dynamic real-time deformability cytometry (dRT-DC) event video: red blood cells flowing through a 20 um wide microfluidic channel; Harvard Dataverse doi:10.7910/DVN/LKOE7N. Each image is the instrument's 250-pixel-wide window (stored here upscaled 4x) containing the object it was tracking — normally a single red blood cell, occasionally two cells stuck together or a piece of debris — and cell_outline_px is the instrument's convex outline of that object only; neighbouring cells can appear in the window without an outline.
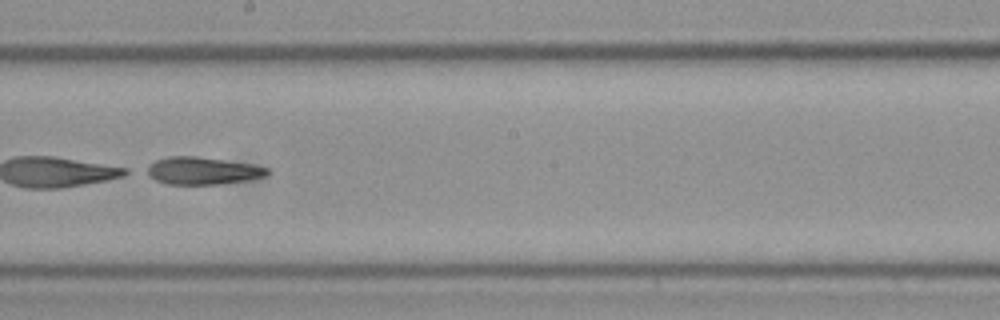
{"species": "Egyptian fruit bat (a non-hibernating species)", "species_latin": "Rousettus aegyptiacus", "temperature_condition": "cold", "stored_images_in_passage": 55, "camera_frame_rate_fps": 3000, "um_per_image_px": 0.085, "frame": {"image": 1, "passage_image": 32, "time_ms": 10.333, "image_size_px": [1000, 320], "cell_outline_px": [[268, 172], [264, 176], [248, 180], [220, 184], [168, 184], [156, 180], [140, 172], [140, 168], [156, 160], [168, 156], [196, 156], [224, 160], [248, 164], [268, 168]], "centroid_in_image_um": [17.05, 14.51], "position_along_channel_um": 231.1, "area_um2": 19.42}}